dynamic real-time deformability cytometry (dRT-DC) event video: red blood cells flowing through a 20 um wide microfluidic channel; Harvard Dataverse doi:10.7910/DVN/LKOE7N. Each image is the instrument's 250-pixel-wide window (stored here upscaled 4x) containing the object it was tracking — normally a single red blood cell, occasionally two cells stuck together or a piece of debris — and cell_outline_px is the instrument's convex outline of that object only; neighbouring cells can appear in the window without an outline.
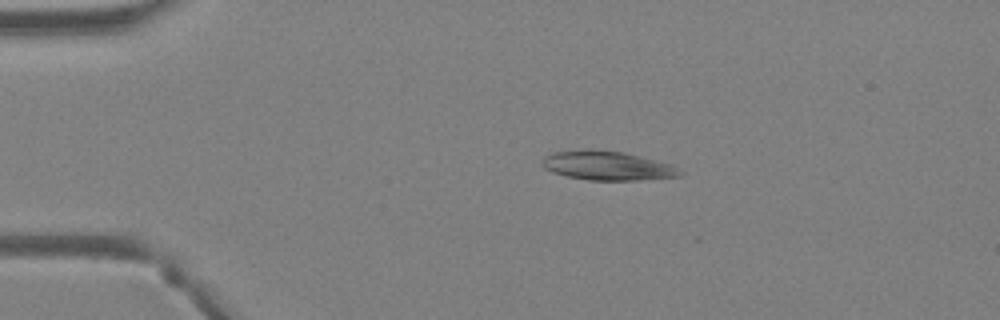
{"species": "Egyptian fruit bat (a non-hibernating species)", "species_latin": "Rousettus aegyptiacus", "temperature_condition": "warm", "stored_images_in_passage": 2, "camera_frame_rate_fps": 3000, "um_per_image_px": 0.085, "animal": {"sex": "female"}, "frame": {"image": 1, "passage_image": 1, "time_ms": 0.0, "image_size_px": [1000, 320], "cell_outline_px": [[684, 172], [680, 176], [636, 180], [588, 180], [568, 176], [552, 172], [544, 168], [540, 164], [540, 160], [548, 152], [588, 148], [592, 148], [624, 152], [672, 164]], "centroid_in_image_um": [51.56, 14.05], "position_along_channel_um": 33.4, "area_um2": 23.81}}